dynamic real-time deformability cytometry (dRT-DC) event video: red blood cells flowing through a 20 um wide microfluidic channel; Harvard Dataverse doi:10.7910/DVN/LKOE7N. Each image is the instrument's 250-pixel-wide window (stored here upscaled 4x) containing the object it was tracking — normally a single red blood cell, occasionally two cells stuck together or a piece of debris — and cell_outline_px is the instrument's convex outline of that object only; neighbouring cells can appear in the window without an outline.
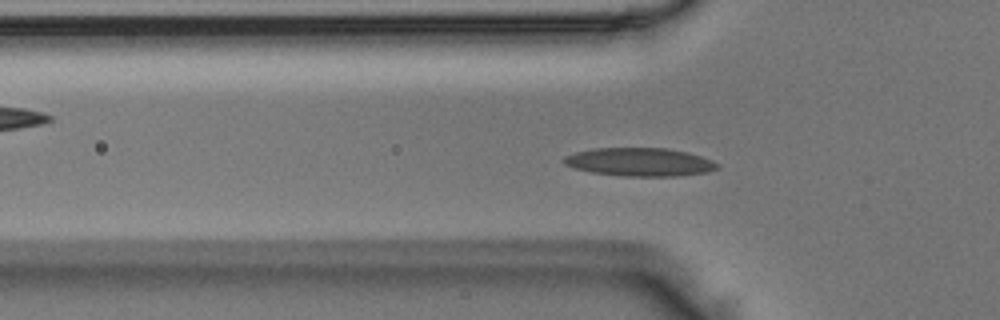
{"species": "Egyptian fruit bat (a non-hibernating species)", "species_latin": "Rousettus aegyptiacus", "temperature_condition": "room temperature", "stored_images_in_passage": 40, "camera_frame_rate_fps": 3000, "um_per_image_px": 0.085, "animal": {"sex": "male"}, "frame": {"image": 1, "passage_image": 5, "time_ms": 1.333, "image_size_px": [1000, 320], "cell_outline_px": [[720, 168], [708, 172], [680, 176], [624, 176], [592, 172], [576, 168], [564, 164], [560, 160], [564, 156], [576, 152], [592, 148], [668, 148], [688, 152], [712, 160], [720, 164]], "centroid_in_image_um": [54.4, 13.77], "position_along_channel_um": 71.4, "area_um2": 25.49}}
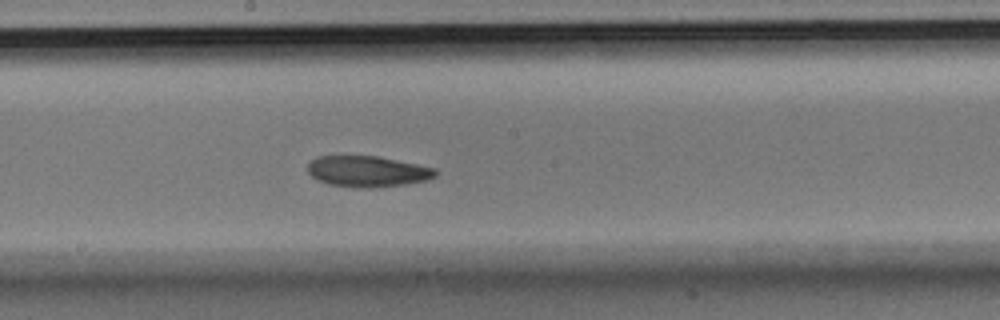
{"frame": {"image": 2, "passage_image": 16, "time_ms": 5.0, "image_size_px": [1000, 320], "cell_outline_px": [[440, 172], [436, 176], [428, 180], [408, 184], [376, 188], [360, 188], [328, 184], [312, 176], [308, 172], [308, 164], [316, 156], [376, 156], [436, 168]], "centroid_in_image_um": [31.29, 14.58], "position_along_channel_um": 216.9, "area_um2": 23.18}}
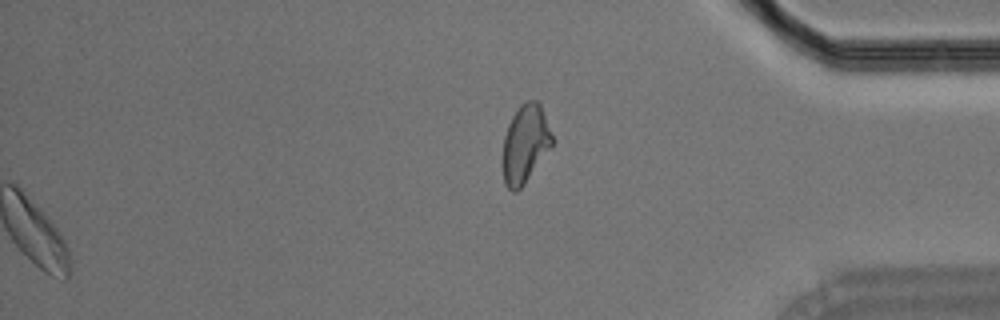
{"frame": {"image": 3, "passage_image": 40, "time_ms": 13.0, "image_size_px": [1000, 320], "cell_outline_px": [[552, 144], [524, 184], [516, 192], [512, 192], [504, 184], [504, 136], [508, 124], [512, 116], [520, 104], [528, 100], [536, 100], [540, 104], [552, 136]], "centroid_in_image_um": [44.62, 12.21], "position_along_channel_um": 390.6, "area_um2": 21.85}}